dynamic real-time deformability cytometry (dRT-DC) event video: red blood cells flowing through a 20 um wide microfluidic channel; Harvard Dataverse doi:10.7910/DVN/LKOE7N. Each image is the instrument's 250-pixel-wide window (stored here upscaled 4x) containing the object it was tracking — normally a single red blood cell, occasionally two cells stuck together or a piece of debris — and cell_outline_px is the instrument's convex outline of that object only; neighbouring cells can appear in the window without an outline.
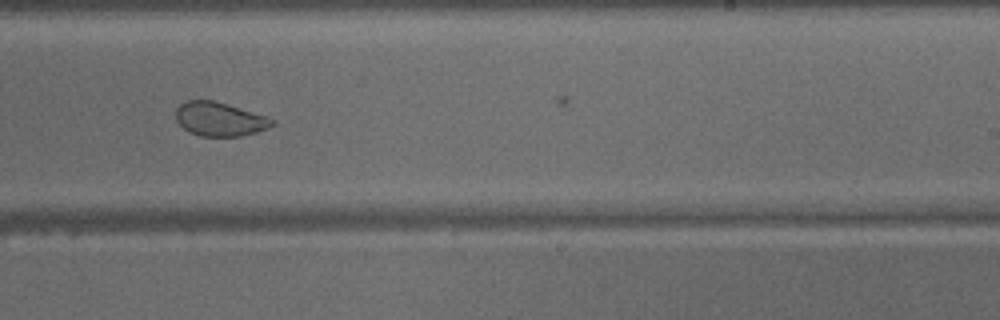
{"species": "common noctule bat (a hibernating species)", "species_latin": "Nyctalus noctula", "temperature_condition": "warm", "stored_images_in_passage": 31, "camera_frame_rate_fps": 3000, "um_per_image_px": 0.085, "animal": {"sex": "male", "body_mass_g": 15.6}, "frame": {"image": 1, "passage_image": 26, "time_ms": 8.333, "image_size_px": [1000, 320], "cell_outline_px": [[276, 124], [268, 128], [244, 136], [200, 136], [188, 132], [176, 120], [176, 108], [180, 104], [188, 100], [212, 100], [268, 116], [276, 120]], "centroid_in_image_um": [18.7, 10.13], "position_along_channel_um": 270.3, "area_um2": 19.13}}